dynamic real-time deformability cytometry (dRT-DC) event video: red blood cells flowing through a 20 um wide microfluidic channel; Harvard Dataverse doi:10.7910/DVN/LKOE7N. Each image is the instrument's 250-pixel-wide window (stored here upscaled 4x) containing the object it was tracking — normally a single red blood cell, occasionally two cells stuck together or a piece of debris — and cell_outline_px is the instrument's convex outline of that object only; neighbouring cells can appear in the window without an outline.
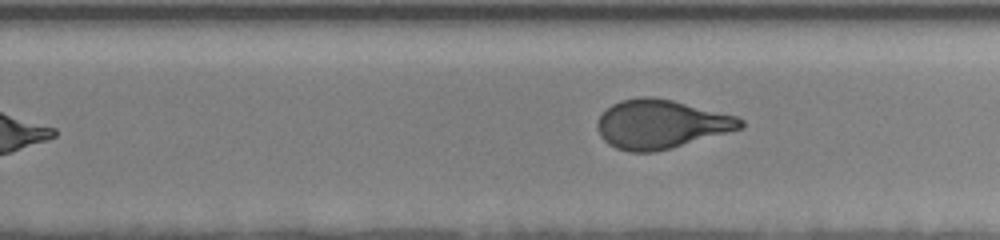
{"species": "human", "species_latin": "Homo sapiens", "temperature_condition": "room temperature", "stored_images_in_passage": 13, "segment_of_instrument_passage": [2, 2], "camera_frame_rate_fps": 3000, "um_per_image_px": 0.085, "donor": {"sex": "female"}, "frame": {"image": 1, "passage_image": 13, "time_ms": 7.0, "image_size_px": [1000, 240], "cell_outline_px": [[744, 128], [668, 148], [652, 152], [628, 152], [616, 148], [608, 144], [600, 136], [596, 124], [600, 116], [612, 104], [620, 100], [640, 96], [652, 96], [672, 100], [736, 116], [744, 120]], "centroid_in_image_um": [56.15, 10.54], "position_along_channel_um": 273.6, "area_um2": 40.46}}